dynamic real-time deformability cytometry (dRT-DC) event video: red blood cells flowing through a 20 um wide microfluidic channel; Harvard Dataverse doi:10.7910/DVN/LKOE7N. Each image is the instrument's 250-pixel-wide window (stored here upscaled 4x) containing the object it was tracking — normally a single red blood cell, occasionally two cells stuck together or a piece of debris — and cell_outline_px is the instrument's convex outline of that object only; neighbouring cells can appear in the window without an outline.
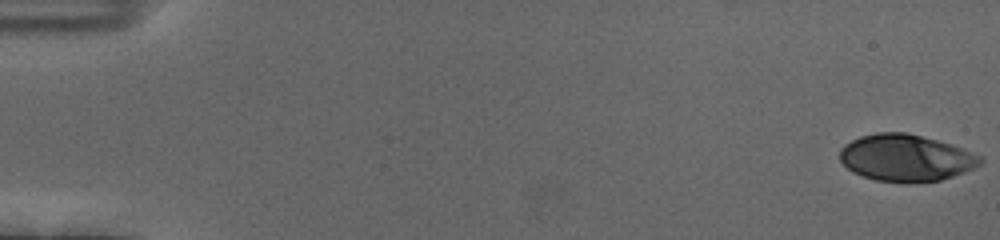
{"species": "human", "species_latin": "Homo sapiens", "temperature_condition": "cold", "stored_images_in_passage": 9, "camera_frame_rate_fps": 3000, "um_per_image_px": 0.085, "donor": {"sex": "female"}, "frame": {"image": 1, "passage_image": 1, "time_ms": 0.0, "image_size_px": [1000, 240], "cell_outline_px": [[984, 164], [964, 172], [940, 180], [908, 184], [904, 184], [876, 180], [852, 172], [840, 160], [840, 148], [844, 144], [860, 136], [876, 132], [908, 132], [952, 144], [964, 148], [984, 156]], "centroid_in_image_um": [77.05, 13.42], "position_along_channel_um": 8.0, "area_um2": 39.02}}